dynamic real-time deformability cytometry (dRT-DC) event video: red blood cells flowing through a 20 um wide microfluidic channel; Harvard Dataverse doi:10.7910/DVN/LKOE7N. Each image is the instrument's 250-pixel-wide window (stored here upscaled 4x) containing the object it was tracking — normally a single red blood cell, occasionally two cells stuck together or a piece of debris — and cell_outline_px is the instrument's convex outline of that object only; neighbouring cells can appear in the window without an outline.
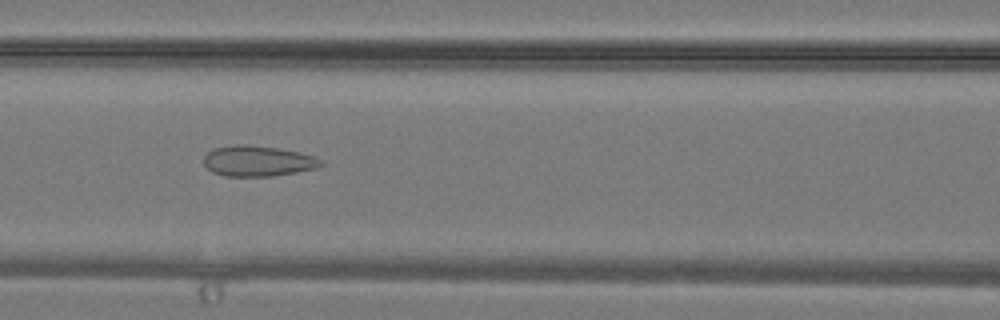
{"species": "common noctule bat (a hibernating species)", "species_latin": "Nyctalus noctula", "temperature_condition": "warm", "stored_images_in_passage": 35, "camera_frame_rate_fps": 3000, "um_per_image_px": 0.085, "animal": {"sex": "male", "body_mass_g": 19.2, "forearm_length_mm": 51.8}, "frame": {"image": 1, "passage_image": 16, "time_ms": 5.0, "image_size_px": [1000, 320], "cell_outline_px": [[324, 164], [316, 168], [296, 172], [272, 176], [224, 176], [212, 172], [204, 164], [204, 156], [208, 152], [216, 148], [236, 144], [244, 144], [280, 148], [300, 152], [312, 156], [320, 160]], "centroid_in_image_um": [21.9, 13.68], "position_along_channel_um": 144.7, "area_um2": 20.81}}
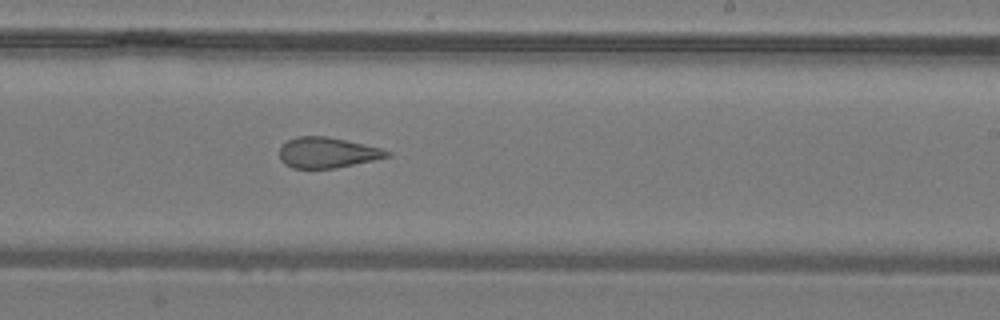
{"frame": {"image": 2, "passage_image": 22, "time_ms": 7.0, "image_size_px": [1000, 320], "cell_outline_px": [[392, 156], [336, 168], [292, 168], [284, 164], [280, 160], [280, 148], [288, 140], [296, 136], [324, 136], [364, 144], [380, 148], [392, 152]], "centroid_in_image_um": [27.82, 12.98], "position_along_channel_um": 261.2, "area_um2": 19.07}}
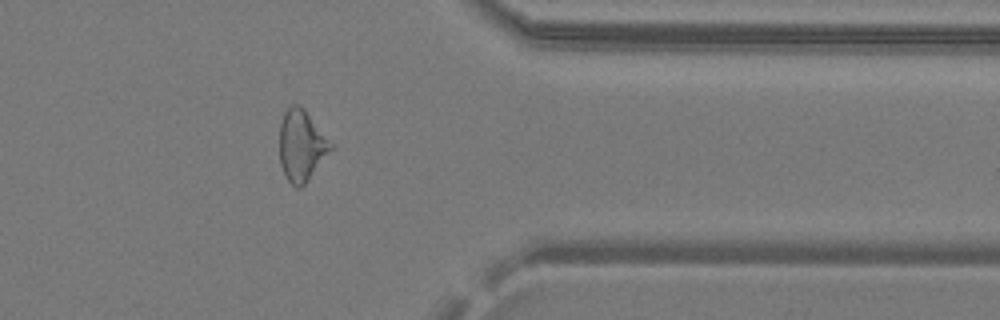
{"frame": {"image": 3, "passage_image": 29, "time_ms": 9.333, "image_size_px": [1000, 320], "cell_outline_px": [[332, 148], [308, 180], [300, 188], [296, 188], [288, 180], [280, 164], [280, 124], [284, 112], [292, 104], [300, 104], [304, 108], [332, 144]], "centroid_in_image_um": [25.6, 12.35], "position_along_channel_um": 385.8, "area_um2": 20.87}}